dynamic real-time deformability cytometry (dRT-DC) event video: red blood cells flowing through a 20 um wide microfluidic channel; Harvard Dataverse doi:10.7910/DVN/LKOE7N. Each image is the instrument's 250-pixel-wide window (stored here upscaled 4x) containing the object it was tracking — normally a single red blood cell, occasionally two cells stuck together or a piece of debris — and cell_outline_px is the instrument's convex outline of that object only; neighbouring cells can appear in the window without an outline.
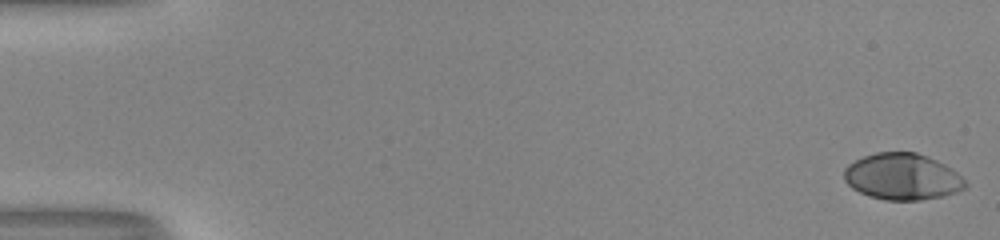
{"species": "human", "species_latin": "Homo sapiens", "temperature_condition": "room temperature", "stored_images_in_passage": 53, "camera_frame_rate_fps": 3000, "um_per_image_px": 0.085, "donor": {"sex": "male"}, "frame": {"image": 1, "passage_image": 1, "time_ms": 0.0, "image_size_px": [1000, 240], "cell_outline_px": [[968, 184], [964, 188], [956, 192], [944, 196], [920, 200], [884, 200], [868, 196], [852, 188], [844, 180], [844, 168], [848, 164], [864, 156], [876, 152], [916, 152], [928, 156], [952, 168]], "centroid_in_image_um": [76.69, 15.02], "position_along_channel_um": 8.3, "area_um2": 32.89}}
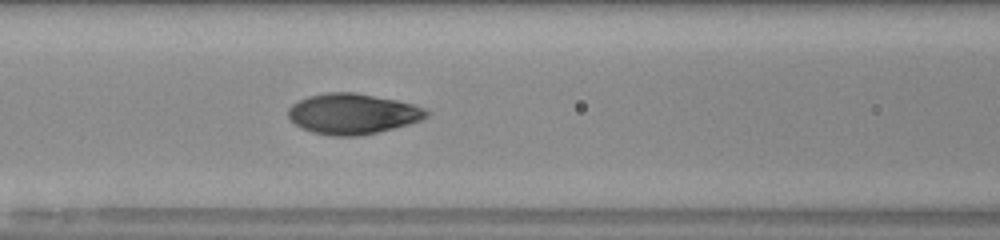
{"frame": {"image": 2, "passage_image": 24, "time_ms": 7.667, "image_size_px": [1000, 240], "cell_outline_px": [[432, 112], [428, 116], [420, 120], [408, 124], [376, 132], [356, 136], [332, 136], [312, 132], [300, 128], [288, 116], [288, 108], [292, 104], [308, 96], [328, 92], [352, 92], [396, 100], [412, 104], [424, 108]], "centroid_in_image_um": [29.96, 9.67], "position_along_channel_um": 136.6, "area_um2": 32.43}}
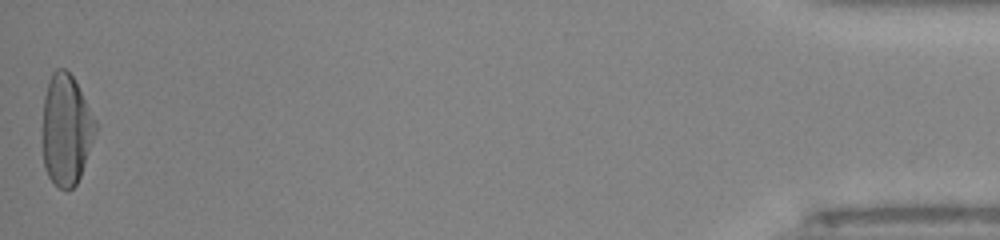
{"frame": {"image": 3, "passage_image": 53, "time_ms": 17.333, "image_size_px": [1000, 240], "cell_outline_px": [[96, 132], [80, 176], [76, 184], [68, 192], [60, 188], [48, 176], [44, 168], [44, 96], [48, 80], [52, 72], [56, 68], [64, 68], [72, 76], [96, 120]], "centroid_in_image_um": [5.63, 11.03], "position_along_channel_um": 429.6, "area_um2": 33.76}, "authors_computed_cell_mechanics": {"area_um2": 32.4258, "velocity_mm_per_s": 4.0155, "shape_relaxation_time_tau1_ms": 3.9886, "shape_relaxation_time_tau2_ms": null, "deformation_change_tau1": 0.2256, "deformation_change_tau2": null}}